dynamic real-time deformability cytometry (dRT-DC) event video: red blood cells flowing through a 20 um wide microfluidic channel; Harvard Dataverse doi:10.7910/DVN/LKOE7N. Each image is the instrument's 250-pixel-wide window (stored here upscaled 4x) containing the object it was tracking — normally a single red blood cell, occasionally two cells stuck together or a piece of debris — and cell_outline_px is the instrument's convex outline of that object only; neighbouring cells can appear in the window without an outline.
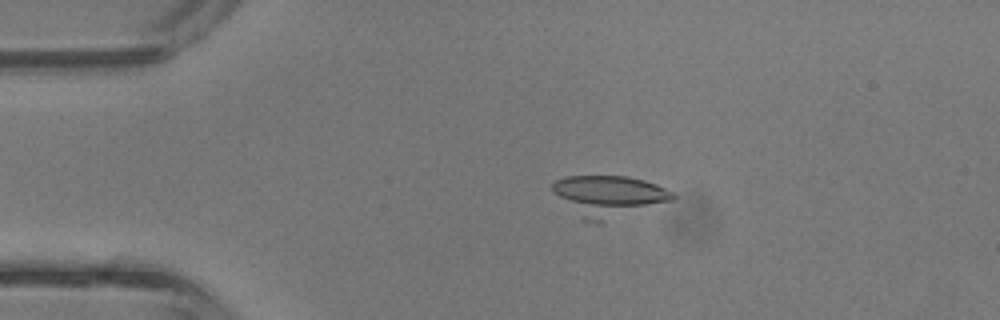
{"species": "common noctule bat (a hibernating species)", "species_latin": "Nyctalus noctula", "temperature_condition": "room temperature", "stored_images_in_passage": 42, "camera_frame_rate_fps": 3000, "um_per_image_px": 0.085, "animal": {"sex": "male", "body_mass_g": 13.3}, "frame": {"image": 1, "passage_image": 8, "time_ms": 2.333, "image_size_px": [1000, 320], "cell_outline_px": [[676, 196], [672, 200], [600, 224], [596, 224], [584, 220], [552, 192], [552, 184], [556, 180], [564, 176], [628, 176], [644, 180], [656, 184], [676, 192]], "centroid_in_image_um": [51.77, 16.67], "position_along_channel_um": 33.2, "area_um2": 28.9}}
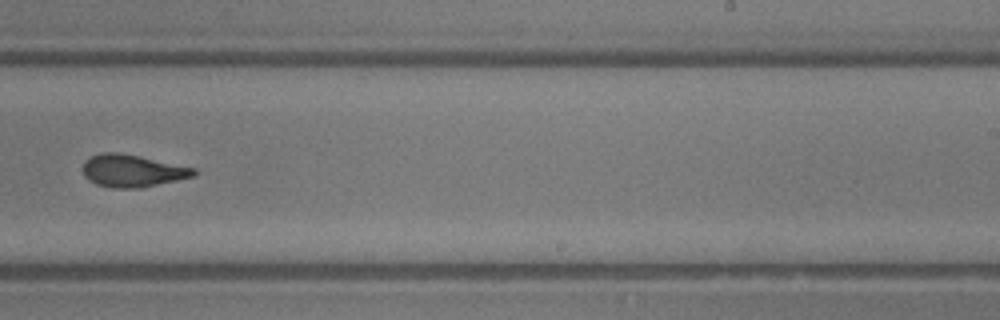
{"frame": {"image": 2, "passage_image": 26, "time_ms": 8.333, "image_size_px": [1000, 320], "cell_outline_px": [[200, 172], [196, 176], [140, 188], [112, 188], [96, 184], [88, 180], [84, 176], [84, 160], [100, 152], [116, 152], [140, 156], [196, 168]], "centroid_in_image_um": [11.29, 14.52], "position_along_channel_um": 277.7, "area_um2": 21.1}}
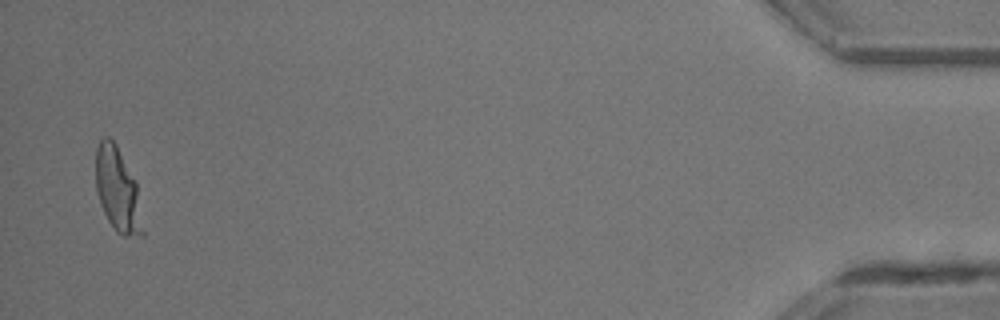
{"frame": {"image": 3, "passage_image": 41, "time_ms": 13.333, "image_size_px": [1000, 320], "cell_outline_px": [[144, 236], [120, 236], [116, 232], [108, 220], [100, 204], [96, 192], [96, 148], [100, 140], [104, 136], [108, 136], [116, 144], [136, 180], [144, 232]], "centroid_in_image_um": [10.0, 16.16], "position_along_channel_um": 425.2, "area_um2": 23.24}, "authors_computed_cell_mechanics": {"area_um2": 21.5883, "velocity_mm_per_s": 4.8078, "shape_relaxation_time_tau1_ms": 5.9985, "shape_relaxation_time_tau2_ms": 1.6465, "deformation_change_tau1": 0.185, "deformation_change_tau2": 0.0726}}